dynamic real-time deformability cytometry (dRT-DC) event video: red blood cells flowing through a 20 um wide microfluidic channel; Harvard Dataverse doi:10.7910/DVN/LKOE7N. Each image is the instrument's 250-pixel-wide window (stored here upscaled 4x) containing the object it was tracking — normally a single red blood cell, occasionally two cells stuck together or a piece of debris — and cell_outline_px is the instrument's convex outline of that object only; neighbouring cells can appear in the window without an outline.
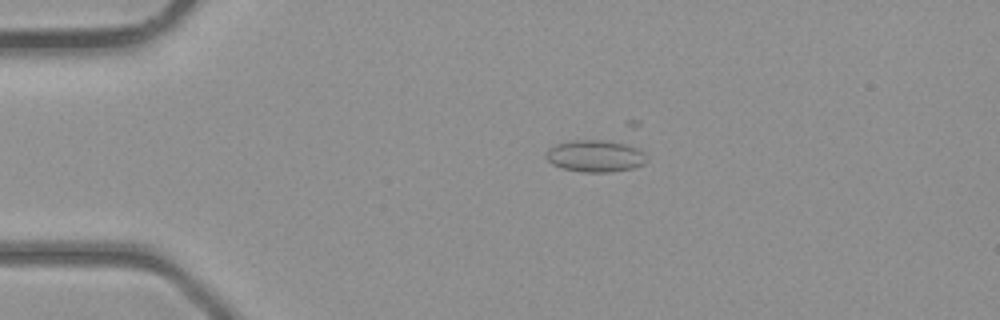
{"species": "common noctule bat (a hibernating species)", "species_latin": "Nyctalus noctula", "temperature_condition": "room temperature", "stored_images_in_passage": 26, "camera_frame_rate_fps": 3000, "um_per_image_px": 0.085, "animal": {"sex": "male", "body_mass_g": 23.1, "forearm_length_mm": 52.7}, "frame": {"image": 1, "passage_image": 9, "time_ms": 2.667, "image_size_px": [1000, 320], "cell_outline_px": [[648, 160], [644, 164], [632, 168], [612, 172], [580, 172], [560, 168], [552, 164], [548, 160], [548, 148], [556, 144], [572, 140], [604, 140], [624, 144], [636, 148], [644, 152]], "centroid_in_image_um": [50.6, 13.27], "position_along_channel_um": 34.4, "area_um2": 18.67}}
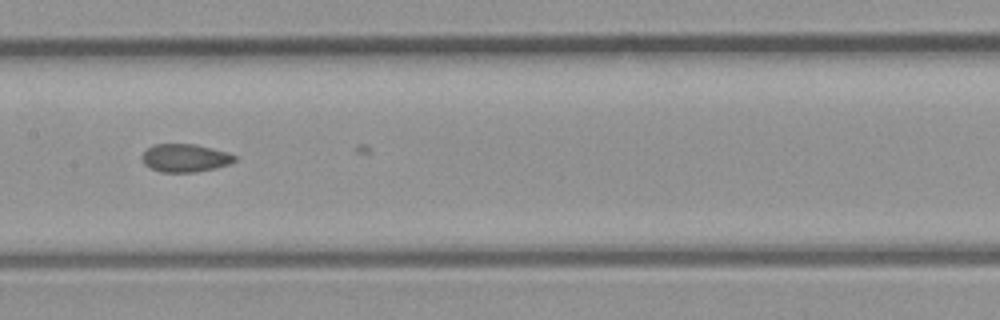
{"frame": {"image": 2, "passage_image": 21, "time_ms": 6.667, "image_size_px": [1000, 320], "cell_outline_px": [[236, 160], [228, 164], [216, 168], [196, 172], [160, 172], [144, 164], [140, 156], [152, 144], [196, 144], [228, 152], [236, 156]], "centroid_in_image_um": [15.72, 13.42], "position_along_channel_um": 191.7, "area_um2": 15.2}}